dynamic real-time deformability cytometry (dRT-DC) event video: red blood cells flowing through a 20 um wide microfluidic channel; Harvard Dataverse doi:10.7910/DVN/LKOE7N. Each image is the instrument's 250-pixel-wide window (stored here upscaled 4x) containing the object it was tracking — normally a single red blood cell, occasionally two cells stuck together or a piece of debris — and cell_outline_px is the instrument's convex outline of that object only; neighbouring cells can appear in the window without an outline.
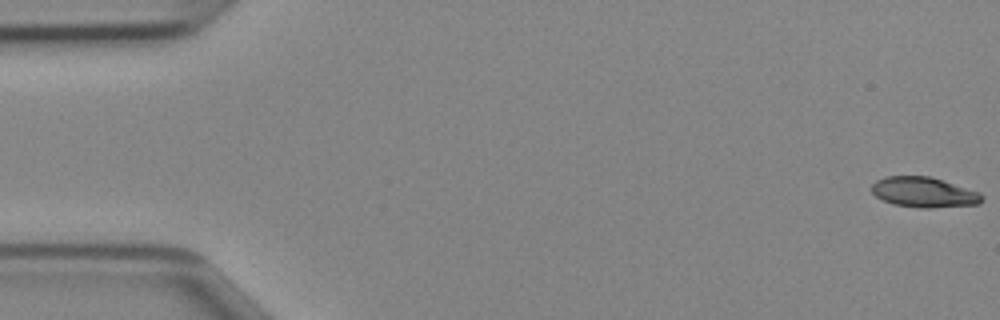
{"species": "Egyptian fruit bat (a non-hibernating species)", "species_latin": "Rousettus aegyptiacus", "temperature_condition": "cold", "stored_images_in_passage": 47, "camera_frame_rate_fps": 3000, "um_per_image_px": 0.085, "animal": {"sex": "female"}, "frame": {"image": 1, "passage_image": 1, "time_ms": 0.0, "image_size_px": [1000, 320], "cell_outline_px": [[984, 200], [976, 204], [932, 208], [920, 208], [892, 204], [876, 196], [872, 192], [872, 184], [876, 180], [884, 176], [928, 176], [980, 192], [984, 196]], "centroid_in_image_um": [78.52, 16.34], "position_along_channel_um": 6.5, "area_um2": 19.36}}
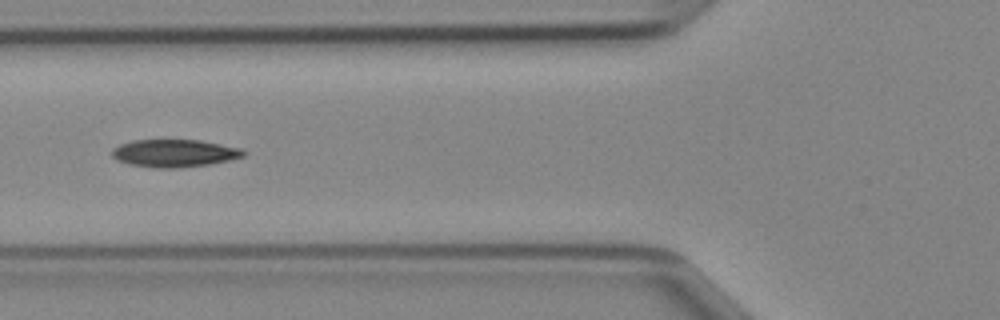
{"frame": {"image": 2, "passage_image": 18, "time_ms": 5.667, "image_size_px": [1000, 320], "cell_outline_px": [[244, 156], [228, 160], [208, 164], [176, 168], [156, 168], [128, 164], [116, 160], [112, 156], [112, 148], [120, 144], [132, 140], [200, 140], [240, 148], [244, 152]], "centroid_in_image_um": [14.76, 13.02], "position_along_channel_um": 111.0, "area_um2": 21.04}}
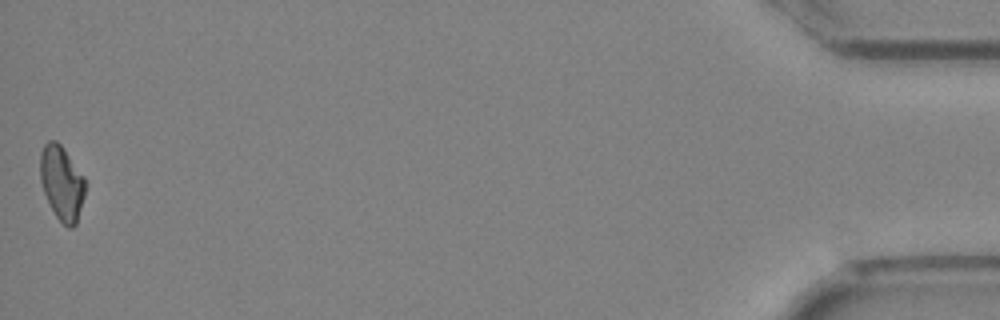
{"frame": {"image": 3, "passage_image": 47, "time_ms": 15.333, "image_size_px": [1000, 320], "cell_outline_px": [[84, 196], [76, 224], [72, 228], [68, 228], [56, 216], [44, 192], [40, 180], [40, 152], [44, 144], [48, 140], [56, 140], [64, 148], [84, 176]], "centroid_in_image_um": [5.24, 15.51], "position_along_channel_um": 430.0, "area_um2": 19.36}}